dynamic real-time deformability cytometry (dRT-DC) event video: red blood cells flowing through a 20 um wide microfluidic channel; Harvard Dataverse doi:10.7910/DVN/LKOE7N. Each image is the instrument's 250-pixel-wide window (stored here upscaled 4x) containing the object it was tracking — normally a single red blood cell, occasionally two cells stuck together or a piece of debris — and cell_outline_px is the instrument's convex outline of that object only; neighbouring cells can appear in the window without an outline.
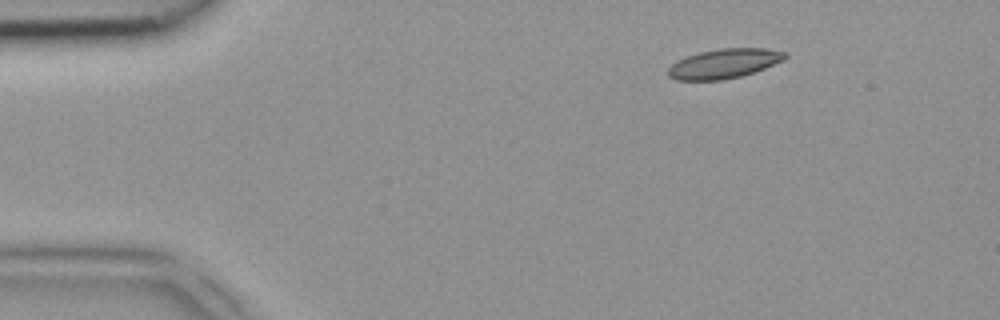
{"species": "common noctule bat (a hibernating species)", "species_latin": "Nyctalus noctula", "temperature_condition": "room temperature", "stored_images_in_passage": 4, "camera_frame_rate_fps": 3000, "um_per_image_px": 0.085, "animal": {"sex": "female", "body_mass_g": 18.4}, "frame": {"image": 1, "passage_image": 1, "time_ms": 0.0, "image_size_px": [1000, 320], "cell_outline_px": [[788, 56], [784, 60], [764, 68], [740, 76], [724, 80], [676, 80], [668, 76], [668, 68], [676, 60], [700, 52], [720, 48], [764, 48], [788, 52]], "centroid_in_image_um": [61.55, 5.4], "position_along_channel_um": 23.4, "area_um2": 20.11}}
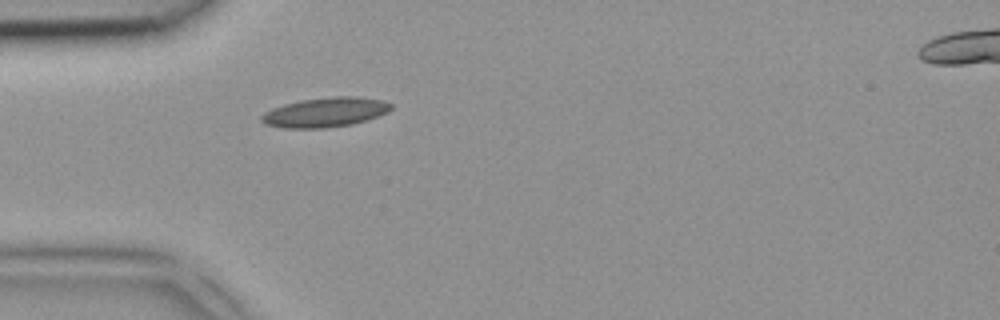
{"frame": {"image": 2, "passage_image": 3, "time_ms": 0.667, "image_size_px": [1000, 320], "cell_outline_px": [[392, 108], [388, 112], [352, 124], [324, 128], [284, 128], [264, 124], [260, 120], [260, 116], [264, 112], [272, 108], [284, 104], [300, 100], [332, 96], [360, 96], [384, 100], [392, 104]], "centroid_in_image_um": [27.63, 9.53], "position_along_channel_um": 57.4, "area_um2": 22.48}}